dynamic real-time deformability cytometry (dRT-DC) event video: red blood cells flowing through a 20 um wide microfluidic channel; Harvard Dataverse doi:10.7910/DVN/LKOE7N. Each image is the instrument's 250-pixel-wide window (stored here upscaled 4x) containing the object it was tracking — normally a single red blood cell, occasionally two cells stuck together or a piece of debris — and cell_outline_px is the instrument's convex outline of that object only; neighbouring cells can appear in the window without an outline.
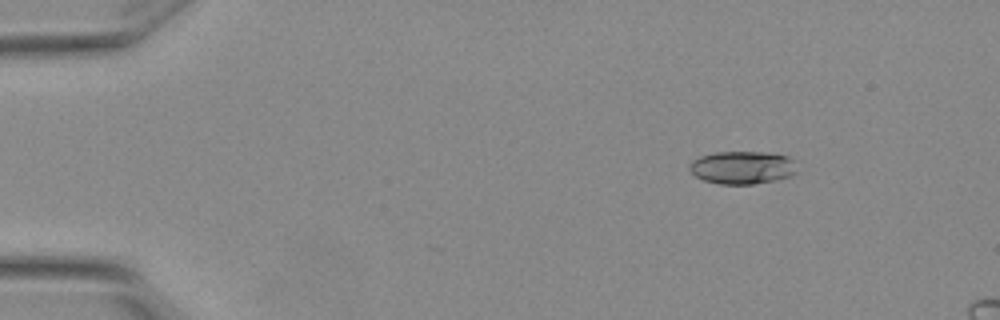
{"species": "Egyptian fruit bat (a non-hibernating species)", "species_latin": "Rousettus aegyptiacus", "temperature_condition": "warm", "stored_images_in_passage": 4, "camera_frame_rate_fps": 3000, "um_per_image_px": 0.085, "animal": {"sex": "female"}, "frame": {"image": 1, "passage_image": 1, "time_ms": 0.0, "image_size_px": [1000, 320], "cell_outline_px": [[796, 172], [792, 176], [776, 180], [752, 184], [720, 184], [704, 180], [696, 176], [688, 168], [688, 164], [692, 160], [700, 156], [716, 152], [768, 152], [788, 156], [796, 160]], "centroid_in_image_um": [63.13, 14.23], "position_along_channel_um": 21.9, "area_um2": 20.87}}